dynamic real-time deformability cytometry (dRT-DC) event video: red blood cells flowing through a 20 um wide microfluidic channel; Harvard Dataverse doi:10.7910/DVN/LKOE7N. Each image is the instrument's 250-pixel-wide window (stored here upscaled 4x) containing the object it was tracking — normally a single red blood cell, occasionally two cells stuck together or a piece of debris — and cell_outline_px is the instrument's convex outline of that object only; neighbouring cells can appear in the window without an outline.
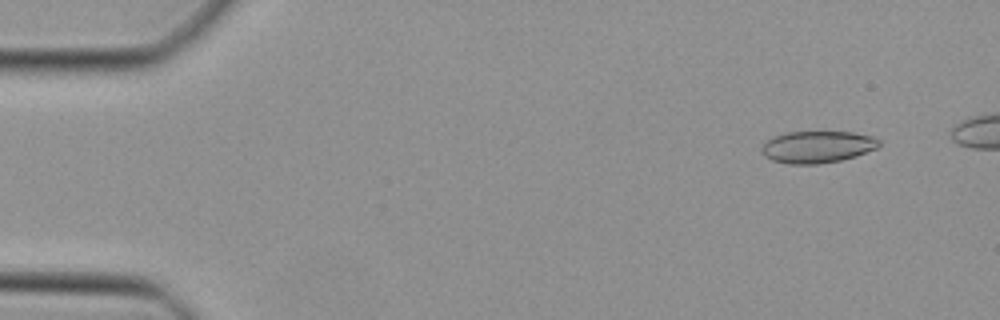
{"species": "Egyptian fruit bat (a non-hibernating species)", "species_latin": "Rousettus aegyptiacus", "temperature_condition": "cold", "stored_images_in_passage": 42, "camera_frame_rate_fps": 3000, "um_per_image_px": 0.085, "animal": {"sex": "female"}, "frame": {"image": 1, "passage_image": 3, "time_ms": 0.667, "image_size_px": [1000, 320], "cell_outline_px": [[880, 144], [876, 148], [856, 156], [840, 160], [816, 164], [788, 164], [772, 160], [764, 156], [764, 144], [772, 136], [784, 132], [852, 132], [872, 136], [880, 140]], "centroid_in_image_um": [69.48, 12.48], "position_along_channel_um": 15.5, "area_um2": 21.68}}
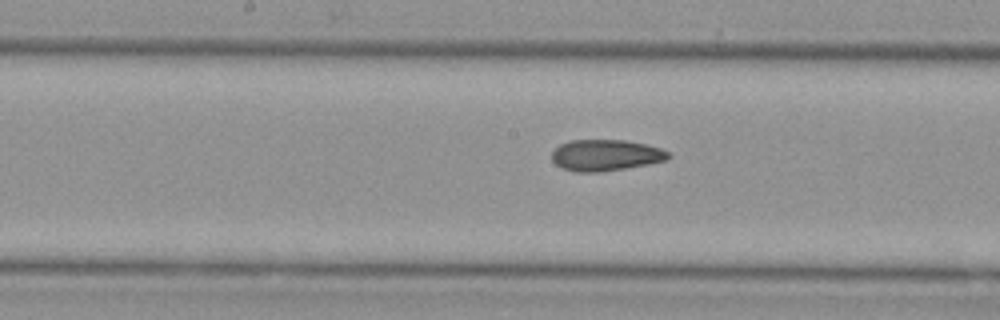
{"frame": {"image": 2, "passage_image": 23, "time_ms": 7.333, "image_size_px": [1000, 320], "cell_outline_px": [[672, 156], [664, 160], [648, 164], [600, 172], [576, 172], [564, 168], [556, 164], [552, 160], [552, 152], [560, 144], [572, 140], [624, 140], [644, 144], [660, 148], [668, 152]], "centroid_in_image_um": [51.47, 13.19], "position_along_channel_um": 196.7, "area_um2": 20.98}}
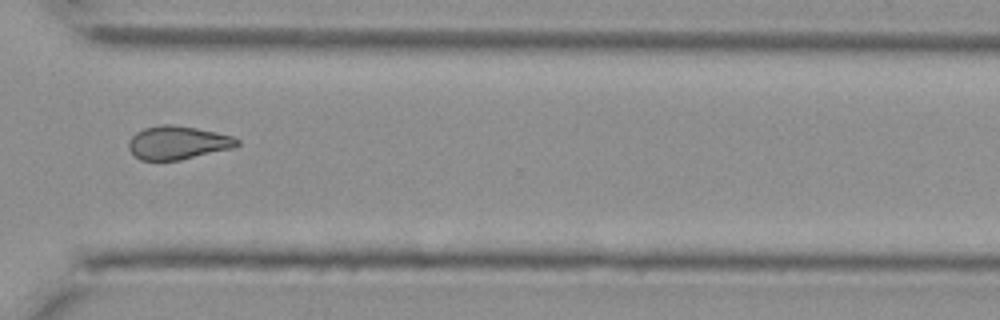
{"frame": {"image": 3, "passage_image": 34, "time_ms": 11.0, "image_size_px": [1000, 320], "cell_outline_px": [[240, 144], [232, 148], [180, 160], [140, 160], [128, 148], [128, 140], [136, 132], [144, 128], [160, 124], [172, 124], [196, 128], [216, 132], [232, 136], [240, 140]], "centroid_in_image_um": [15.1, 12.12], "position_along_channel_um": 355.5, "area_um2": 21.1}}